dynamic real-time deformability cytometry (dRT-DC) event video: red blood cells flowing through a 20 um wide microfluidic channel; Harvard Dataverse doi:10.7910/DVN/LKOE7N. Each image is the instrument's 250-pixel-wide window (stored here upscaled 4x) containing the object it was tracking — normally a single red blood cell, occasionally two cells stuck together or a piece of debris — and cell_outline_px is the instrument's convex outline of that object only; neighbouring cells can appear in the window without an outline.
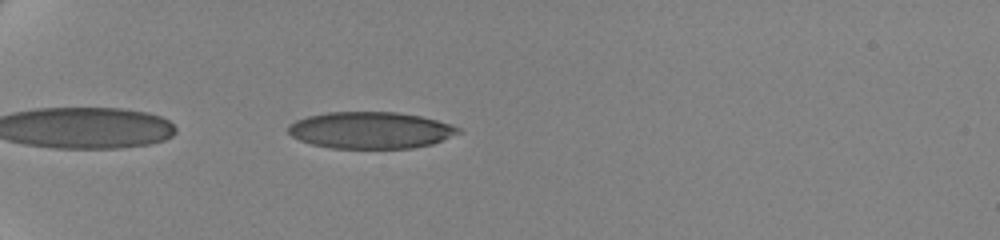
{"species": "human", "species_latin": "Homo sapiens", "temperature_condition": "cold", "stored_images_in_passage": 43, "camera_frame_rate_fps": 3000, "um_per_image_px": 0.085, "donor": {"sex": "female"}, "frame": {"image": 1, "passage_image": 3, "time_ms": 0.667, "image_size_px": [1000, 240], "cell_outline_px": [[464, 132], [432, 144], [412, 148], [332, 148], [312, 144], [300, 140], [292, 136], [288, 132], [288, 124], [296, 120], [308, 116], [328, 112], [396, 112], [420, 116], [436, 120], [460, 128]], "centroid_in_image_um": [31.5, 11.07], "position_along_channel_um": 53.5, "area_um2": 36.36}}
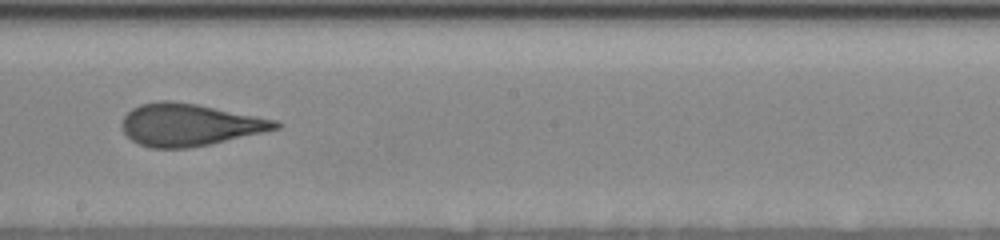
{"frame": {"image": 2, "passage_image": 21, "time_ms": 6.667, "image_size_px": [1000, 240], "cell_outline_px": [[280, 128], [208, 144], [188, 148], [152, 148], [140, 144], [132, 140], [124, 132], [124, 116], [132, 108], [140, 104], [160, 100], [172, 100], [196, 104], [276, 120], [280, 124]], "centroid_in_image_um": [16.08, 10.6], "position_along_channel_um": 232.1, "area_um2": 37.11}}
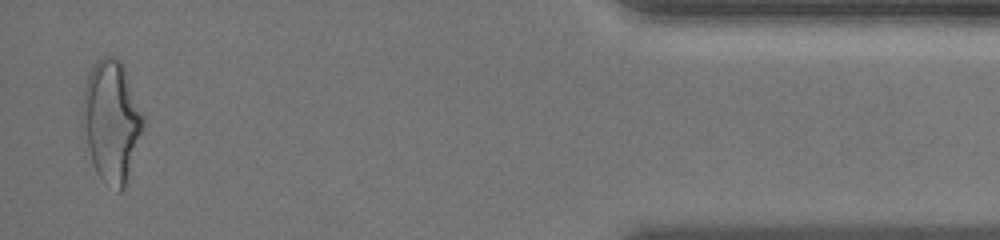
{"frame": {"image": 3, "passage_image": 42, "time_ms": 13.667, "image_size_px": [1000, 240], "cell_outline_px": [[144, 128], [124, 188], [120, 192], [104, 180], [96, 172], [80, 128], [80, 108], [84, 88], [88, 76], [96, 60], [100, 56], [112, 56], [120, 60], [124, 64], [144, 116]], "centroid_in_image_um": [9.45, 10.24], "position_along_channel_um": 425.8, "area_um2": 43.52}, "authors_computed_cell_mechanics": {"area_um2": 37.6278, "velocity_mm_per_s": 3.5115, "shape_relaxation_time_tau1_ms": 4.2945, "shape_relaxation_time_tau2_ms": 1.1836, "deformation_change_tau1": 0.1621, "deformation_change_tau2": 0.0941}}